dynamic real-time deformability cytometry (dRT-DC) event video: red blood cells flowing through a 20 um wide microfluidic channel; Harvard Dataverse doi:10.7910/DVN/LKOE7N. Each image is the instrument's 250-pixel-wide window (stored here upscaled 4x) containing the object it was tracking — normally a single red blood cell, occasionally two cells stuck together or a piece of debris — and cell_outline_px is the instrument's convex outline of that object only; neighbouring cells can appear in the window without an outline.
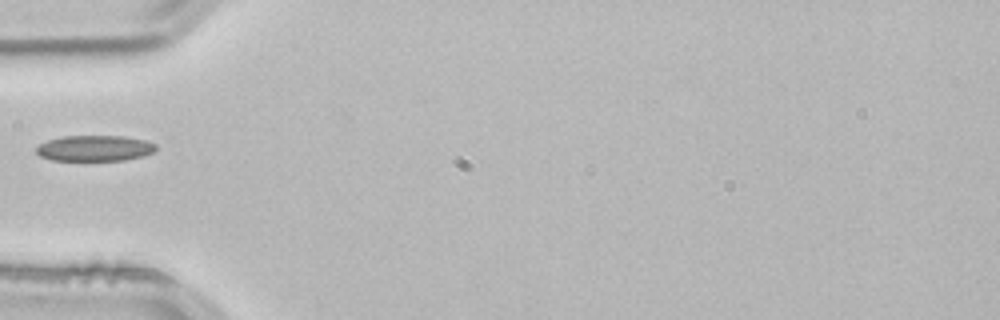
{"species": "common noctule bat (a hibernating species)", "species_latin": "Nyctalus noctula", "temperature_condition": "room temperature", "stored_images_in_passage": 36, "camera_frame_rate_fps": 3000, "um_per_image_px": 0.085, "animal": {"sex": "male", "body_mass_g": 21.5, "forearm_length_mm": 52.0}, "frame": {"image": 1, "passage_image": 1, "time_ms": 0.0, "image_size_px": [1000, 320], "cell_outline_px": [[156, 148], [152, 152], [144, 156], [124, 160], [52, 160], [40, 156], [36, 152], [36, 148], [40, 144], [48, 140], [64, 136], [124, 136], [144, 140], [156, 144]], "centroid_in_image_um": [8.05, 12.6], "position_along_channel_um": 77.0, "area_um2": 17.86}}
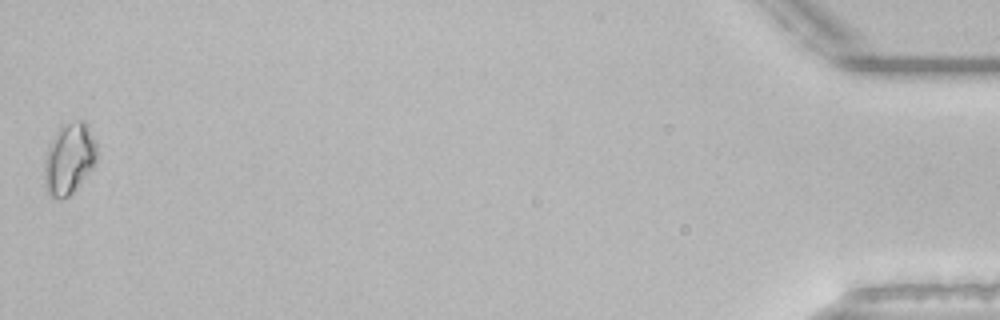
{"frame": {"image": 2, "passage_image": 36, "time_ms": 11.667, "image_size_px": [1000, 320], "cell_outline_px": [[96, 160], [76, 188], [68, 196], [60, 200], [52, 196], [48, 192], [44, 184], [44, 160], [48, 144], [60, 124], [76, 120], [84, 120], [88, 124], [96, 144]], "centroid_in_image_um": [5.84, 13.43], "position_along_channel_um": 429.4, "area_um2": 21.85}}